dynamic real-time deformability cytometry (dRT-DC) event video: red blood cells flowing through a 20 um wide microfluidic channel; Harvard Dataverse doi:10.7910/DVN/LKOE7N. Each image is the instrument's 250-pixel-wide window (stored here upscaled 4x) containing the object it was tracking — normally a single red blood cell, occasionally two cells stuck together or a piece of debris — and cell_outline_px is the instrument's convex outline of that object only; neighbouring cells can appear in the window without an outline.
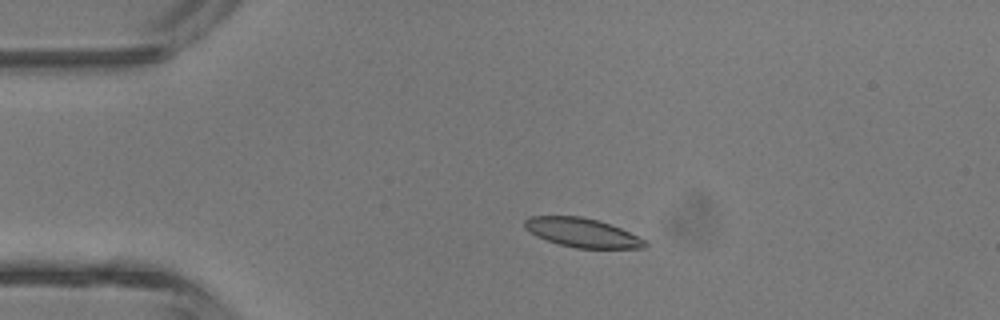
{"species": "common noctule bat (a hibernating species)", "species_latin": "Nyctalus noctula", "temperature_condition": "room temperature", "stored_images_in_passage": 4, "camera_frame_rate_fps": 3000, "um_per_image_px": 0.085, "animal": {"sex": "male", "body_mass_g": 13.3}, "frame": {"image": 1, "passage_image": 3, "time_ms": 2.333, "image_size_px": [1000, 320], "cell_outline_px": [[648, 244], [644, 248], [576, 248], [560, 244], [536, 236], [524, 228], [524, 220], [528, 216], [580, 216], [596, 220], [620, 228], [648, 240]], "centroid_in_image_um": [49.49, 19.78], "position_along_channel_um": 35.5, "area_um2": 20.29}}